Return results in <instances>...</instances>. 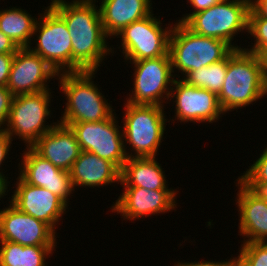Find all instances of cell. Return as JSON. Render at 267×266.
<instances>
[{
    "instance_id": "1",
    "label": "cell",
    "mask_w": 267,
    "mask_h": 266,
    "mask_svg": "<svg viewBox=\"0 0 267 266\" xmlns=\"http://www.w3.org/2000/svg\"><path fill=\"white\" fill-rule=\"evenodd\" d=\"M49 4L67 25L72 42V72H98L115 48L108 45L96 0H51Z\"/></svg>"
},
{
    "instance_id": "2",
    "label": "cell",
    "mask_w": 267,
    "mask_h": 266,
    "mask_svg": "<svg viewBox=\"0 0 267 266\" xmlns=\"http://www.w3.org/2000/svg\"><path fill=\"white\" fill-rule=\"evenodd\" d=\"M265 96L267 98L262 57L244 49H234L227 56V73L218 94L223 112H238L239 108L253 105Z\"/></svg>"
},
{
    "instance_id": "3",
    "label": "cell",
    "mask_w": 267,
    "mask_h": 266,
    "mask_svg": "<svg viewBox=\"0 0 267 266\" xmlns=\"http://www.w3.org/2000/svg\"><path fill=\"white\" fill-rule=\"evenodd\" d=\"M95 74L97 71L58 74V88L67 101L59 123L69 126L75 122H98L116 111L94 82Z\"/></svg>"
},
{
    "instance_id": "4",
    "label": "cell",
    "mask_w": 267,
    "mask_h": 266,
    "mask_svg": "<svg viewBox=\"0 0 267 266\" xmlns=\"http://www.w3.org/2000/svg\"><path fill=\"white\" fill-rule=\"evenodd\" d=\"M234 48L226 41L198 35L176 21L169 39V54L176 79H183L190 71L225 59ZM178 71V72H177ZM181 73L175 74V73Z\"/></svg>"
},
{
    "instance_id": "5",
    "label": "cell",
    "mask_w": 267,
    "mask_h": 266,
    "mask_svg": "<svg viewBox=\"0 0 267 266\" xmlns=\"http://www.w3.org/2000/svg\"><path fill=\"white\" fill-rule=\"evenodd\" d=\"M125 103L121 123L127 158L156 157L169 122L164 113L165 107Z\"/></svg>"
},
{
    "instance_id": "6",
    "label": "cell",
    "mask_w": 267,
    "mask_h": 266,
    "mask_svg": "<svg viewBox=\"0 0 267 266\" xmlns=\"http://www.w3.org/2000/svg\"><path fill=\"white\" fill-rule=\"evenodd\" d=\"M250 0H220L208 9L192 14L183 24L192 32L226 41L234 49H243L234 38L248 33Z\"/></svg>"
},
{
    "instance_id": "7",
    "label": "cell",
    "mask_w": 267,
    "mask_h": 266,
    "mask_svg": "<svg viewBox=\"0 0 267 266\" xmlns=\"http://www.w3.org/2000/svg\"><path fill=\"white\" fill-rule=\"evenodd\" d=\"M51 93L50 89L13 97L8 121L4 127L12 140L18 138L25 146L31 147L58 123L53 120V123L48 124L46 121L53 115L49 108L52 105Z\"/></svg>"
},
{
    "instance_id": "8",
    "label": "cell",
    "mask_w": 267,
    "mask_h": 266,
    "mask_svg": "<svg viewBox=\"0 0 267 266\" xmlns=\"http://www.w3.org/2000/svg\"><path fill=\"white\" fill-rule=\"evenodd\" d=\"M38 15L32 36L36 44L28 48L44 59L57 74L72 72V42L65 21L50 6Z\"/></svg>"
},
{
    "instance_id": "9",
    "label": "cell",
    "mask_w": 267,
    "mask_h": 266,
    "mask_svg": "<svg viewBox=\"0 0 267 266\" xmlns=\"http://www.w3.org/2000/svg\"><path fill=\"white\" fill-rule=\"evenodd\" d=\"M133 64V86L126 100L130 104L165 106L176 79L172 71L170 55L141 61H128Z\"/></svg>"
},
{
    "instance_id": "10",
    "label": "cell",
    "mask_w": 267,
    "mask_h": 266,
    "mask_svg": "<svg viewBox=\"0 0 267 266\" xmlns=\"http://www.w3.org/2000/svg\"><path fill=\"white\" fill-rule=\"evenodd\" d=\"M160 16L154 13L133 22L117 33L113 39L120 38L122 55L125 61H141L169 54V39L174 25L161 23Z\"/></svg>"
},
{
    "instance_id": "11",
    "label": "cell",
    "mask_w": 267,
    "mask_h": 266,
    "mask_svg": "<svg viewBox=\"0 0 267 266\" xmlns=\"http://www.w3.org/2000/svg\"><path fill=\"white\" fill-rule=\"evenodd\" d=\"M114 112L108 119L98 122H75L69 125L75 133L81 151L94 153L112 162L119 170L127 161L122 126ZM121 128V129H120Z\"/></svg>"
},
{
    "instance_id": "12",
    "label": "cell",
    "mask_w": 267,
    "mask_h": 266,
    "mask_svg": "<svg viewBox=\"0 0 267 266\" xmlns=\"http://www.w3.org/2000/svg\"><path fill=\"white\" fill-rule=\"evenodd\" d=\"M172 102L175 112V123H216L222 118L223 112L218 95L204 88H197L183 79H175L170 92L169 103Z\"/></svg>"
},
{
    "instance_id": "13",
    "label": "cell",
    "mask_w": 267,
    "mask_h": 266,
    "mask_svg": "<svg viewBox=\"0 0 267 266\" xmlns=\"http://www.w3.org/2000/svg\"><path fill=\"white\" fill-rule=\"evenodd\" d=\"M123 192L110 207L123 220L135 221L155 214H165L177 207L178 190H147L141 187H123Z\"/></svg>"
},
{
    "instance_id": "14",
    "label": "cell",
    "mask_w": 267,
    "mask_h": 266,
    "mask_svg": "<svg viewBox=\"0 0 267 266\" xmlns=\"http://www.w3.org/2000/svg\"><path fill=\"white\" fill-rule=\"evenodd\" d=\"M58 74L38 54L28 47L19 48L14 54L7 82V89L14 95L32 94L50 90L51 79Z\"/></svg>"
},
{
    "instance_id": "15",
    "label": "cell",
    "mask_w": 267,
    "mask_h": 266,
    "mask_svg": "<svg viewBox=\"0 0 267 266\" xmlns=\"http://www.w3.org/2000/svg\"><path fill=\"white\" fill-rule=\"evenodd\" d=\"M25 150V151H24ZM21 161L18 163V176L26 183L44 187L57 195L67 205L75 189L70 173L54 166L50 161L39 155L32 147H25ZM73 191V192H72Z\"/></svg>"
},
{
    "instance_id": "16",
    "label": "cell",
    "mask_w": 267,
    "mask_h": 266,
    "mask_svg": "<svg viewBox=\"0 0 267 266\" xmlns=\"http://www.w3.org/2000/svg\"><path fill=\"white\" fill-rule=\"evenodd\" d=\"M0 209V241L22 246L56 245V232L45 222L25 214L10 201Z\"/></svg>"
},
{
    "instance_id": "17",
    "label": "cell",
    "mask_w": 267,
    "mask_h": 266,
    "mask_svg": "<svg viewBox=\"0 0 267 266\" xmlns=\"http://www.w3.org/2000/svg\"><path fill=\"white\" fill-rule=\"evenodd\" d=\"M14 186L10 202L25 214L45 222L57 233L55 229H58L59 221L67 214L69 205L44 187L28 184L19 176Z\"/></svg>"
},
{
    "instance_id": "18",
    "label": "cell",
    "mask_w": 267,
    "mask_h": 266,
    "mask_svg": "<svg viewBox=\"0 0 267 266\" xmlns=\"http://www.w3.org/2000/svg\"><path fill=\"white\" fill-rule=\"evenodd\" d=\"M236 207L238 208L239 232L242 243L267 242V197L263 192L254 191L236 179ZM240 233V234H239Z\"/></svg>"
},
{
    "instance_id": "19",
    "label": "cell",
    "mask_w": 267,
    "mask_h": 266,
    "mask_svg": "<svg viewBox=\"0 0 267 266\" xmlns=\"http://www.w3.org/2000/svg\"><path fill=\"white\" fill-rule=\"evenodd\" d=\"M31 147L54 166L68 172L81 153L75 133L59 122Z\"/></svg>"
},
{
    "instance_id": "20",
    "label": "cell",
    "mask_w": 267,
    "mask_h": 266,
    "mask_svg": "<svg viewBox=\"0 0 267 266\" xmlns=\"http://www.w3.org/2000/svg\"><path fill=\"white\" fill-rule=\"evenodd\" d=\"M69 173L75 190L79 186L92 189L120 183V170L112 162L88 151H81Z\"/></svg>"
},
{
    "instance_id": "21",
    "label": "cell",
    "mask_w": 267,
    "mask_h": 266,
    "mask_svg": "<svg viewBox=\"0 0 267 266\" xmlns=\"http://www.w3.org/2000/svg\"><path fill=\"white\" fill-rule=\"evenodd\" d=\"M101 21L109 39L129 24L152 14L151 0H99ZM98 2V0H96Z\"/></svg>"
},
{
    "instance_id": "22",
    "label": "cell",
    "mask_w": 267,
    "mask_h": 266,
    "mask_svg": "<svg viewBox=\"0 0 267 266\" xmlns=\"http://www.w3.org/2000/svg\"><path fill=\"white\" fill-rule=\"evenodd\" d=\"M165 171L156 157L127 158L120 170V185L147 190H175L169 188Z\"/></svg>"
},
{
    "instance_id": "23",
    "label": "cell",
    "mask_w": 267,
    "mask_h": 266,
    "mask_svg": "<svg viewBox=\"0 0 267 266\" xmlns=\"http://www.w3.org/2000/svg\"><path fill=\"white\" fill-rule=\"evenodd\" d=\"M56 246H22L11 241H0V266H49L46 260L56 251Z\"/></svg>"
},
{
    "instance_id": "24",
    "label": "cell",
    "mask_w": 267,
    "mask_h": 266,
    "mask_svg": "<svg viewBox=\"0 0 267 266\" xmlns=\"http://www.w3.org/2000/svg\"><path fill=\"white\" fill-rule=\"evenodd\" d=\"M38 17L20 7L0 9V31L9 37L19 48L32 45V36Z\"/></svg>"
},
{
    "instance_id": "25",
    "label": "cell",
    "mask_w": 267,
    "mask_h": 266,
    "mask_svg": "<svg viewBox=\"0 0 267 266\" xmlns=\"http://www.w3.org/2000/svg\"><path fill=\"white\" fill-rule=\"evenodd\" d=\"M227 73V57L217 63L190 71L183 80L197 88L219 94Z\"/></svg>"
},
{
    "instance_id": "26",
    "label": "cell",
    "mask_w": 267,
    "mask_h": 266,
    "mask_svg": "<svg viewBox=\"0 0 267 266\" xmlns=\"http://www.w3.org/2000/svg\"><path fill=\"white\" fill-rule=\"evenodd\" d=\"M261 153L251 167L238 177L244 185L258 192L267 189V147Z\"/></svg>"
},
{
    "instance_id": "27",
    "label": "cell",
    "mask_w": 267,
    "mask_h": 266,
    "mask_svg": "<svg viewBox=\"0 0 267 266\" xmlns=\"http://www.w3.org/2000/svg\"><path fill=\"white\" fill-rule=\"evenodd\" d=\"M248 38H253L254 43L244 50L261 56L267 50V18L259 15H248ZM252 46V47H251Z\"/></svg>"
},
{
    "instance_id": "28",
    "label": "cell",
    "mask_w": 267,
    "mask_h": 266,
    "mask_svg": "<svg viewBox=\"0 0 267 266\" xmlns=\"http://www.w3.org/2000/svg\"><path fill=\"white\" fill-rule=\"evenodd\" d=\"M240 253L250 266H267V242H248L240 244Z\"/></svg>"
},
{
    "instance_id": "29",
    "label": "cell",
    "mask_w": 267,
    "mask_h": 266,
    "mask_svg": "<svg viewBox=\"0 0 267 266\" xmlns=\"http://www.w3.org/2000/svg\"><path fill=\"white\" fill-rule=\"evenodd\" d=\"M13 97L7 87H0V128H4L8 121Z\"/></svg>"
},
{
    "instance_id": "30",
    "label": "cell",
    "mask_w": 267,
    "mask_h": 266,
    "mask_svg": "<svg viewBox=\"0 0 267 266\" xmlns=\"http://www.w3.org/2000/svg\"><path fill=\"white\" fill-rule=\"evenodd\" d=\"M12 139L8 136L4 128H0V175L5 176V172H3V168L6 163L5 159L7 160L9 151L11 149Z\"/></svg>"
},
{
    "instance_id": "31",
    "label": "cell",
    "mask_w": 267,
    "mask_h": 266,
    "mask_svg": "<svg viewBox=\"0 0 267 266\" xmlns=\"http://www.w3.org/2000/svg\"><path fill=\"white\" fill-rule=\"evenodd\" d=\"M14 54H0V87H6Z\"/></svg>"
},
{
    "instance_id": "32",
    "label": "cell",
    "mask_w": 267,
    "mask_h": 266,
    "mask_svg": "<svg viewBox=\"0 0 267 266\" xmlns=\"http://www.w3.org/2000/svg\"><path fill=\"white\" fill-rule=\"evenodd\" d=\"M220 0H187V3L190 4V7H192L193 12L183 14V17H181L179 20H176L178 22L184 23L192 14L208 9L209 7L213 6Z\"/></svg>"
},
{
    "instance_id": "33",
    "label": "cell",
    "mask_w": 267,
    "mask_h": 266,
    "mask_svg": "<svg viewBox=\"0 0 267 266\" xmlns=\"http://www.w3.org/2000/svg\"><path fill=\"white\" fill-rule=\"evenodd\" d=\"M19 47L0 31V54H15Z\"/></svg>"
},
{
    "instance_id": "34",
    "label": "cell",
    "mask_w": 267,
    "mask_h": 266,
    "mask_svg": "<svg viewBox=\"0 0 267 266\" xmlns=\"http://www.w3.org/2000/svg\"><path fill=\"white\" fill-rule=\"evenodd\" d=\"M248 15H259L267 18V0H250Z\"/></svg>"
},
{
    "instance_id": "35",
    "label": "cell",
    "mask_w": 267,
    "mask_h": 266,
    "mask_svg": "<svg viewBox=\"0 0 267 266\" xmlns=\"http://www.w3.org/2000/svg\"><path fill=\"white\" fill-rule=\"evenodd\" d=\"M174 266H226V261L223 260V261H212V260H209V261H206V260H203L202 261H186V262H180V260L177 262V263H174Z\"/></svg>"
},
{
    "instance_id": "36",
    "label": "cell",
    "mask_w": 267,
    "mask_h": 266,
    "mask_svg": "<svg viewBox=\"0 0 267 266\" xmlns=\"http://www.w3.org/2000/svg\"><path fill=\"white\" fill-rule=\"evenodd\" d=\"M238 256L226 259V266H250L248 261L239 253Z\"/></svg>"
},
{
    "instance_id": "37",
    "label": "cell",
    "mask_w": 267,
    "mask_h": 266,
    "mask_svg": "<svg viewBox=\"0 0 267 266\" xmlns=\"http://www.w3.org/2000/svg\"><path fill=\"white\" fill-rule=\"evenodd\" d=\"M11 181H8V177L0 175V200L1 198H4V196L8 195V192L11 191L10 188L8 190V187ZM7 193V194H6Z\"/></svg>"
},
{
    "instance_id": "38",
    "label": "cell",
    "mask_w": 267,
    "mask_h": 266,
    "mask_svg": "<svg viewBox=\"0 0 267 266\" xmlns=\"http://www.w3.org/2000/svg\"><path fill=\"white\" fill-rule=\"evenodd\" d=\"M263 60V66H264V76L266 81V87H267V50L261 55Z\"/></svg>"
},
{
    "instance_id": "39",
    "label": "cell",
    "mask_w": 267,
    "mask_h": 266,
    "mask_svg": "<svg viewBox=\"0 0 267 266\" xmlns=\"http://www.w3.org/2000/svg\"><path fill=\"white\" fill-rule=\"evenodd\" d=\"M264 193V195L267 197V189H265L264 191H262Z\"/></svg>"
}]
</instances>
